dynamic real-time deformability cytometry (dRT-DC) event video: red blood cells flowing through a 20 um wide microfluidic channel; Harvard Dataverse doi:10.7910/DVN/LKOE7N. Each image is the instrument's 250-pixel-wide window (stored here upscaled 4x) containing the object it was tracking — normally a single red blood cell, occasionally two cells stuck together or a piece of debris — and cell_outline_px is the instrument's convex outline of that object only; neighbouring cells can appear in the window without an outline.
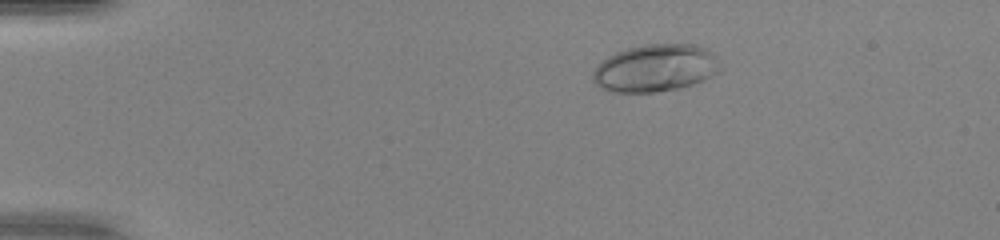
{"species": "human", "species_latin": "Homo sapiens", "temperature_condition": "warm", "stored_images_in_passage": 42, "camera_frame_rate_fps": 3000, "um_per_image_px": 0.085, "donor": {"sex": "female"}, "frame": {"image": 1, "passage_image": 1, "time_ms": 0.0, "image_size_px": [1000, 240], "cell_outline_px": [[724, 68], [720, 72], [704, 80], [680, 88], [652, 92], [612, 92], [600, 88], [592, 80], [592, 72], [608, 56], [616, 52], [628, 48], [644, 44], [696, 44], [708, 48], [716, 56]], "centroid_in_image_um": [55.77, 5.78], "position_along_channel_um": 29.2, "area_um2": 35.55}}
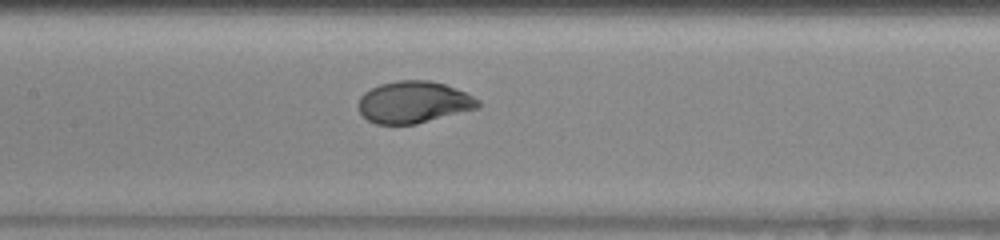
{"frame": {"image": 2, "passage_image": 17, "time_ms": 5.333, "image_size_px": [1000, 240], "cell_outline_px": [[480, 108], [416, 124], [376, 124], [368, 120], [360, 112], [360, 96], [364, 92], [380, 84], [400, 80], [428, 80], [444, 84], [464, 92], [480, 100]], "centroid_in_image_um": [35.19, 8.69], "position_along_channel_um": 172.2, "area_um2": 29.02}}
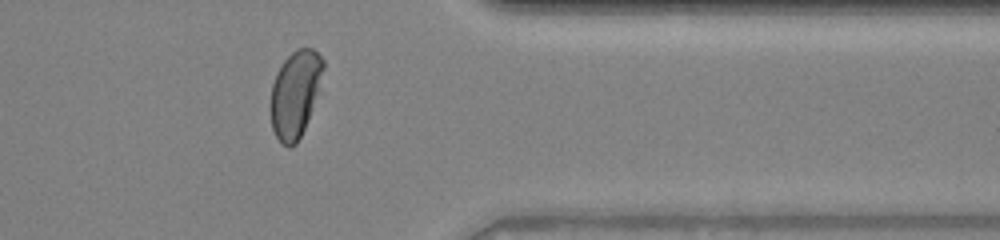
{"frame": {"image": 3, "passage_image": 33, "time_ms": 10.667, "image_size_px": [1000, 240], "cell_outline_px": [[324, 68], [304, 128], [296, 144], [288, 148], [276, 136], [272, 128], [268, 108], [268, 104], [272, 84], [276, 72], [284, 60], [296, 48], [312, 48], [324, 60]], "centroid_in_image_um": [25.02, 7.97], "position_along_channel_um": 386.4, "area_um2": 26.3}, "authors_computed_cell_mechanics": {"area_um2": 29.478, "velocity_mm_per_s": 4.1619, "shape_relaxation_time_tau1_ms": 2.7849, "shape_relaxation_time_tau2_ms": null, "deformation_change_tau1": 0.1877, "deformation_change_tau2": null}}